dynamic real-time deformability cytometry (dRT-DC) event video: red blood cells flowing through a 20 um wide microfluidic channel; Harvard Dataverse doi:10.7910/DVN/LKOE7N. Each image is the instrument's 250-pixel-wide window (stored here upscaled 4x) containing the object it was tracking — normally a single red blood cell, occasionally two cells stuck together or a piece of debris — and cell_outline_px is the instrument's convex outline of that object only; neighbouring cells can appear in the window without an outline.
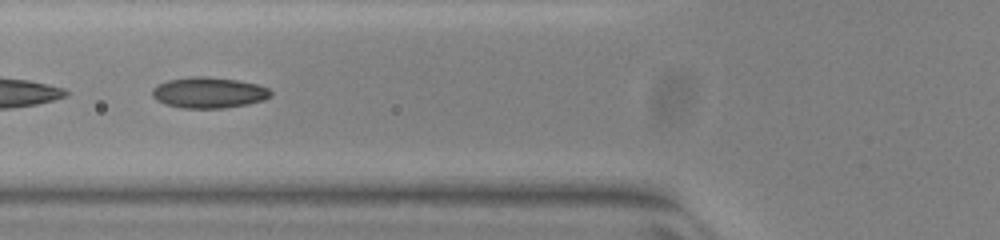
{"species": "common noctule bat (a hibernating species)", "species_latin": "Nyctalus noctula", "temperature_condition": "warm", "stored_images_in_passage": 37, "camera_frame_rate_fps": 3000, "um_per_image_px": 0.085, "animal": {"sex": "female", "body_mass_g": 23.0, "forearm_length_mm": 53.4}, "frame": {"image": 1, "passage_image": 6, "time_ms": 1.667, "image_size_px": [1000, 240], "cell_outline_px": [[272, 96], [264, 100], [248, 104], [224, 108], [184, 108], [164, 104], [156, 100], [152, 96], [152, 88], [156, 84], [168, 80], [192, 76], [204, 76], [236, 80], [256, 84], [268, 88], [272, 92]], "centroid_in_image_um": [17.72, 7.87], "position_along_channel_um": 108.1, "area_um2": 21.44}, "authors_computed_cell_mechanics": {"area_um2": 20.1144, "velocity_mm_per_s": 3.945, "shape_relaxation_time_tau1_ms": null, "shape_relaxation_time_tau2_ms": 1.0434, "deformation_change_tau1": null, "deformation_change_tau2": 0.0579}}